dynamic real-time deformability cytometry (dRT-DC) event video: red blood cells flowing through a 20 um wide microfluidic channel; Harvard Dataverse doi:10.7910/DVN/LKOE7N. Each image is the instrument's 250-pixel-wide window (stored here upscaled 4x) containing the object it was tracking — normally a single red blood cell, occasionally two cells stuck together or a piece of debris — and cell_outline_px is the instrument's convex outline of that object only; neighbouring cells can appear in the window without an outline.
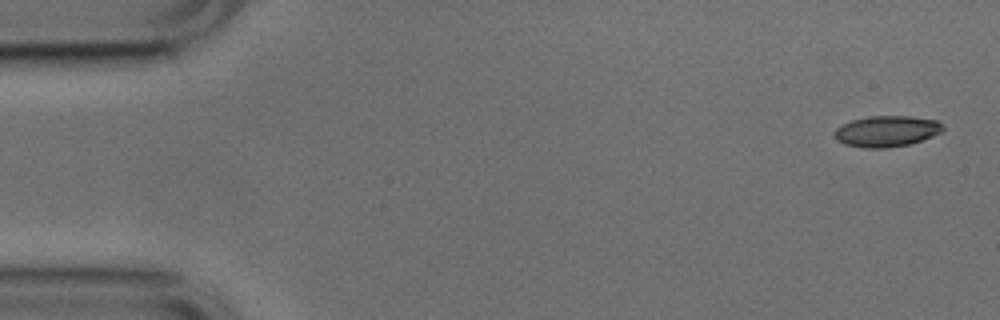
{"species": "common noctule bat (a hibernating species)", "species_latin": "Nyctalus noctula", "temperature_condition": "cold", "stored_images_in_passage": 4, "segment_of_instrument_passage": [2, 2], "camera_frame_rate_fps": 3000, "um_per_image_px": 0.085, "animal": {"sex": "male", "body_mass_g": 17.9, "forearm_length_mm": 54.2}, "frame": {"image": 1, "passage_image": 4, "time_ms": 1.0, "image_size_px": [1000, 320], "cell_outline_px": [[944, 128], [940, 132], [932, 136], [908, 144], [884, 148], [864, 148], [844, 144], [836, 140], [836, 128], [852, 120], [868, 116], [908, 116], [936, 120]], "centroid_in_image_um": [75.34, 11.15], "position_along_channel_um": 9.7, "area_um2": 19.25}}